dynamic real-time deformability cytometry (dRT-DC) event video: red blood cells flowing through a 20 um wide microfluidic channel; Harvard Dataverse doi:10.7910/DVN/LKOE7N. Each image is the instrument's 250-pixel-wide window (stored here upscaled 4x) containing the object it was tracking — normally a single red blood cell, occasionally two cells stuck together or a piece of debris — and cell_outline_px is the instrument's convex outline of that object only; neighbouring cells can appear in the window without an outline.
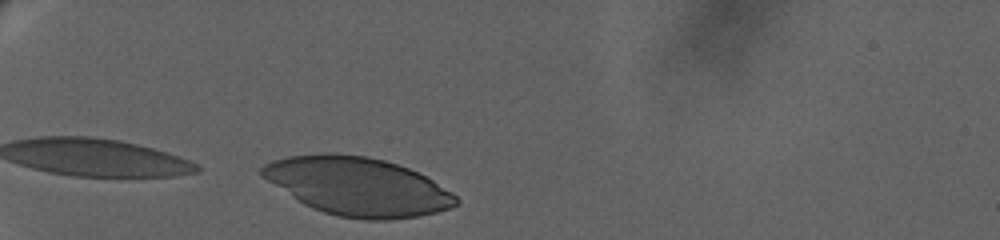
{"species": "human", "species_latin": "Homo sapiens", "temperature_condition": "warm", "stored_images_in_passage": 54, "camera_frame_rate_fps": 3000, "um_per_image_px": 0.085, "donor": {"sex": "female"}, "frame": {"image": 1, "passage_image": 3, "time_ms": 0.333, "image_size_px": [1000, 240], "cell_outline_px": [[460, 200], [452, 208], [420, 216], [388, 220], [364, 220], [340, 216], [324, 212], [312, 208], [304, 204], [260, 176], [260, 168], [264, 164], [272, 160], [288, 156], [324, 152], [336, 152], [368, 156], [384, 160], [408, 168], [432, 180], [452, 192]], "centroid_in_image_um": [30.38, 15.83], "position_along_channel_um": 54.6, "area_um2": 66.07}}